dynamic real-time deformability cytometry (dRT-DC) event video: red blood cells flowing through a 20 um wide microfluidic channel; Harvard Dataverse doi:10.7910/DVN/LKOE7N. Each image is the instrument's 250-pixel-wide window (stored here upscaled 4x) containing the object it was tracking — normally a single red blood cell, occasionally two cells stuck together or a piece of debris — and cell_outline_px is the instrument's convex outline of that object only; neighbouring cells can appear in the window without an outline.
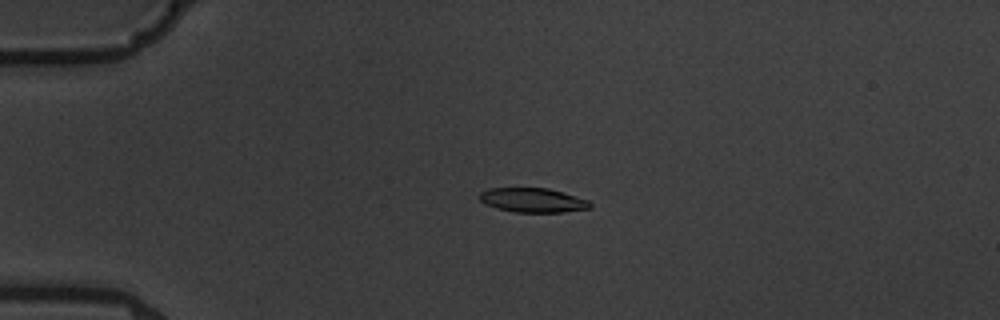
{"species": "common noctule bat (a hibernating species)", "species_latin": "Nyctalus noctula", "temperature_condition": "warm", "stored_images_in_passage": 5, "camera_frame_rate_fps": 3000, "um_per_image_px": 0.085, "animal": {"sex": "male", "body_mass_g": 19.5, "forearm_length_mm": 54.6}, "frame": {"image": 1, "passage_image": 4, "time_ms": 4.333, "image_size_px": [1000, 320], "cell_outline_px": [[592, 208], [564, 212], [516, 212], [496, 208], [484, 204], [480, 200], [480, 192], [488, 188], [548, 188], [588, 200], [592, 204]], "centroid_in_image_um": [45.28, 17.02], "position_along_channel_um": 39.7, "area_um2": 15.66}}